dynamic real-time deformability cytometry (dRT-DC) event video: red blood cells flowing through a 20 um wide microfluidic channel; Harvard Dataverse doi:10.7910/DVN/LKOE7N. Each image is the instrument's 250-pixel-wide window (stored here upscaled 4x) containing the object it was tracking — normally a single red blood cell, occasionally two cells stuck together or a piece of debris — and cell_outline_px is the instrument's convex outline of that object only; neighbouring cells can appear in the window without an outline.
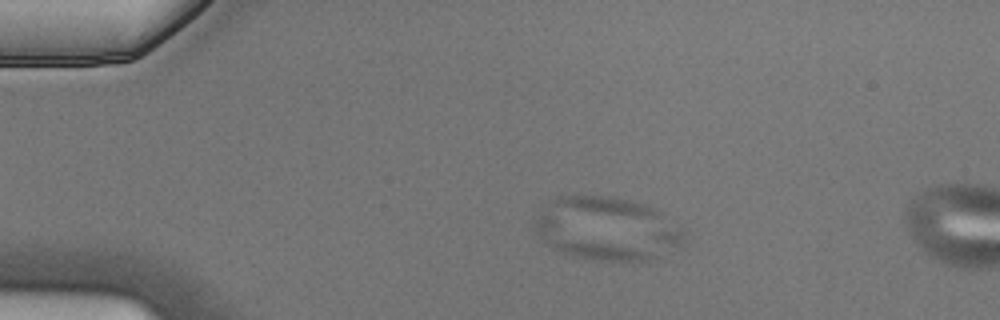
{"species": "Egyptian fruit bat (a non-hibernating species)", "species_latin": "Rousettus aegyptiacus", "temperature_condition": "cold", "stored_images_in_passage": 7, "camera_frame_rate_fps": 3000, "um_per_image_px": 0.085, "animal": {"sex": "male"}, "frame": {"image": 1, "passage_image": 4, "time_ms": 1.0, "image_size_px": [1000, 320], "cell_outline_px": [[656, 256], [648, 260], [592, 260], [576, 256], [564, 252], [544, 244], [540, 240], [532, 228], [532, 220], [536, 216], [548, 212]], "centroid_in_image_um": [49.55, 20.44], "position_along_channel_um": 35.5, "area_um2": 20.87}}